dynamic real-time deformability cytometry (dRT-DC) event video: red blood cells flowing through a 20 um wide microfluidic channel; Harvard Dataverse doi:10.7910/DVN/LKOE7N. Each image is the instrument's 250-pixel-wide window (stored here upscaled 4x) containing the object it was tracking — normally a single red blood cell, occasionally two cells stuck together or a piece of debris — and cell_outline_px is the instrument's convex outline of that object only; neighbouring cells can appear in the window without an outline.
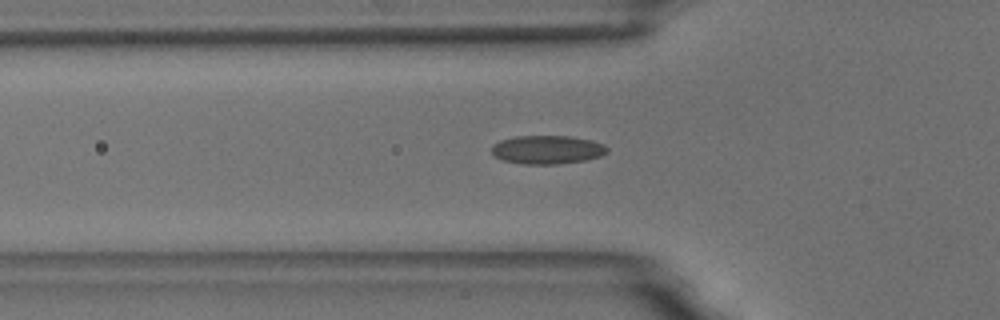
{"species": "common noctule bat (a hibernating species)", "species_latin": "Nyctalus noctula", "temperature_condition": "room temperature", "stored_images_in_passage": 53, "camera_frame_rate_fps": 3000, "um_per_image_px": 0.085, "animal": {"sex": "male", "body_mass_g": 18.8}, "frame": {"image": 1, "passage_image": 19, "time_ms": 6.0, "image_size_px": [1000, 320], "cell_outline_px": [[608, 152], [600, 156], [584, 160], [560, 164], [524, 164], [504, 160], [492, 156], [492, 144], [500, 140], [516, 136], [572, 136], [592, 140], [604, 144], [608, 148]], "centroid_in_image_um": [46.51, 12.72], "position_along_channel_um": 79.3, "area_um2": 19.36}}
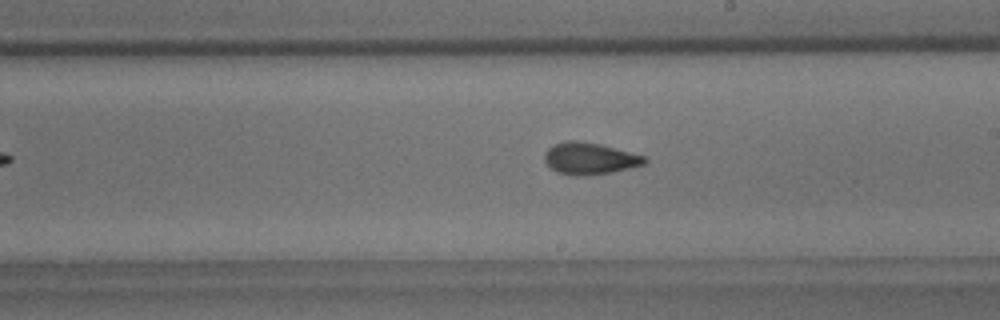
{"frame": {"image": 2, "passage_image": 32, "time_ms": 10.333, "image_size_px": [1000, 320], "cell_outline_px": [[648, 160], [644, 164], [612, 172], [588, 176], [576, 176], [556, 172], [544, 160], [544, 152], [552, 144], [564, 140], [576, 140], [600, 144], [644, 156]], "centroid_in_image_um": [50.07, 13.47], "position_along_channel_um": 238.9, "area_um2": 18.61}}
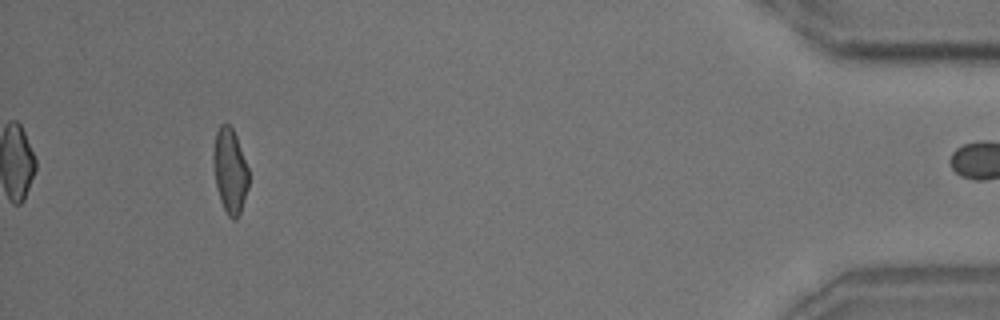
{"frame": {"image": 3, "passage_image": 52, "time_ms": 17.0, "image_size_px": [1000, 320], "cell_outline_px": [[248, 188], [240, 212], [236, 220], [232, 220], [228, 216], [220, 200], [216, 188], [212, 156], [212, 152], [216, 132], [220, 124], [228, 124], [232, 128], [236, 136], [248, 168]], "centroid_in_image_um": [19.53, 14.52], "position_along_channel_um": 415.7, "area_um2": 17.46}}